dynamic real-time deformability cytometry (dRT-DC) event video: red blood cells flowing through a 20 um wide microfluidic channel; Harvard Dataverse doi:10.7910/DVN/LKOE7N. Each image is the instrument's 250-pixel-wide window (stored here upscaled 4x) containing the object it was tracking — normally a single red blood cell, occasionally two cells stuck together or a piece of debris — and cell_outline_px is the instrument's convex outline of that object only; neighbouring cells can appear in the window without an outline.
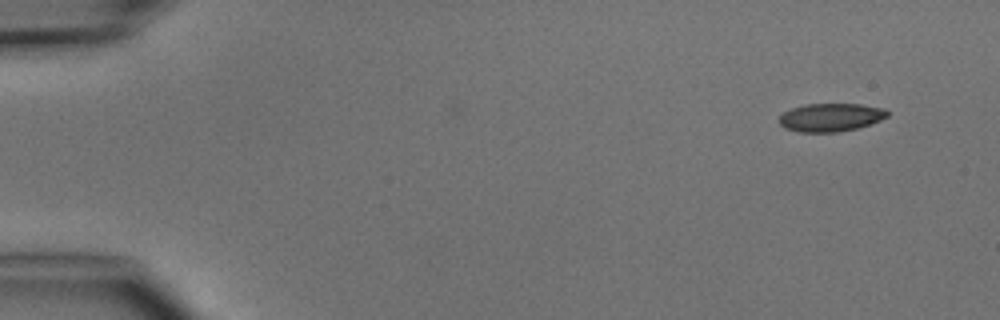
{"species": "common noctule bat (a hibernating species)", "species_latin": "Nyctalus noctula", "temperature_condition": "cold", "stored_images_in_passage": 6, "segment_of_instrument_passage": [2, 2], "camera_frame_rate_fps": 3000, "um_per_image_px": 0.085, "animal": {"sex": "male", "body_mass_g": 15.6}, "frame": {"image": 1, "passage_image": 6, "time_ms": 6.667, "image_size_px": [1000, 320], "cell_outline_px": [[888, 116], [880, 120], [856, 128], [836, 132], [800, 132], [784, 128], [776, 120], [784, 112], [792, 108], [804, 104], [860, 104], [884, 108], [888, 112]], "centroid_in_image_um": [70.56, 9.97], "position_along_channel_um": 14.4, "area_um2": 17.74}}